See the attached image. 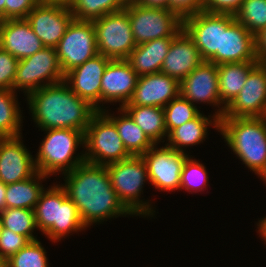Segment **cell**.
<instances>
[{
  "label": "cell",
  "instance_id": "cell-6",
  "mask_svg": "<svg viewBox=\"0 0 266 267\" xmlns=\"http://www.w3.org/2000/svg\"><path fill=\"white\" fill-rule=\"evenodd\" d=\"M113 190L119 200L134 215L154 217L150 200L140 199L145 181H149L147 166L142 156H131L106 165ZM148 201V202H147Z\"/></svg>",
  "mask_w": 266,
  "mask_h": 267
},
{
  "label": "cell",
  "instance_id": "cell-4",
  "mask_svg": "<svg viewBox=\"0 0 266 267\" xmlns=\"http://www.w3.org/2000/svg\"><path fill=\"white\" fill-rule=\"evenodd\" d=\"M33 210L37 230L54 243L87 229L77 207L59 184L45 188Z\"/></svg>",
  "mask_w": 266,
  "mask_h": 267
},
{
  "label": "cell",
  "instance_id": "cell-46",
  "mask_svg": "<svg viewBox=\"0 0 266 267\" xmlns=\"http://www.w3.org/2000/svg\"><path fill=\"white\" fill-rule=\"evenodd\" d=\"M5 2L6 0H0V14L2 15L4 20H5Z\"/></svg>",
  "mask_w": 266,
  "mask_h": 267
},
{
  "label": "cell",
  "instance_id": "cell-16",
  "mask_svg": "<svg viewBox=\"0 0 266 267\" xmlns=\"http://www.w3.org/2000/svg\"><path fill=\"white\" fill-rule=\"evenodd\" d=\"M223 117H266V64L257 63Z\"/></svg>",
  "mask_w": 266,
  "mask_h": 267
},
{
  "label": "cell",
  "instance_id": "cell-43",
  "mask_svg": "<svg viewBox=\"0 0 266 267\" xmlns=\"http://www.w3.org/2000/svg\"><path fill=\"white\" fill-rule=\"evenodd\" d=\"M137 3L146 7L169 9V0H135Z\"/></svg>",
  "mask_w": 266,
  "mask_h": 267
},
{
  "label": "cell",
  "instance_id": "cell-38",
  "mask_svg": "<svg viewBox=\"0 0 266 267\" xmlns=\"http://www.w3.org/2000/svg\"><path fill=\"white\" fill-rule=\"evenodd\" d=\"M19 60L0 47V89L12 90Z\"/></svg>",
  "mask_w": 266,
  "mask_h": 267
},
{
  "label": "cell",
  "instance_id": "cell-21",
  "mask_svg": "<svg viewBox=\"0 0 266 267\" xmlns=\"http://www.w3.org/2000/svg\"><path fill=\"white\" fill-rule=\"evenodd\" d=\"M179 95V82L162 73L139 76L131 99L126 105L164 108Z\"/></svg>",
  "mask_w": 266,
  "mask_h": 267
},
{
  "label": "cell",
  "instance_id": "cell-20",
  "mask_svg": "<svg viewBox=\"0 0 266 267\" xmlns=\"http://www.w3.org/2000/svg\"><path fill=\"white\" fill-rule=\"evenodd\" d=\"M183 29L193 39L203 61L221 52V14L201 11L183 19Z\"/></svg>",
  "mask_w": 266,
  "mask_h": 267
},
{
  "label": "cell",
  "instance_id": "cell-23",
  "mask_svg": "<svg viewBox=\"0 0 266 267\" xmlns=\"http://www.w3.org/2000/svg\"><path fill=\"white\" fill-rule=\"evenodd\" d=\"M0 47L21 60L45 46L26 19H9L0 25Z\"/></svg>",
  "mask_w": 266,
  "mask_h": 267
},
{
  "label": "cell",
  "instance_id": "cell-8",
  "mask_svg": "<svg viewBox=\"0 0 266 267\" xmlns=\"http://www.w3.org/2000/svg\"><path fill=\"white\" fill-rule=\"evenodd\" d=\"M124 10L130 18L136 45L164 37H175L183 29V20L169 9L146 7L127 0Z\"/></svg>",
  "mask_w": 266,
  "mask_h": 267
},
{
  "label": "cell",
  "instance_id": "cell-47",
  "mask_svg": "<svg viewBox=\"0 0 266 267\" xmlns=\"http://www.w3.org/2000/svg\"><path fill=\"white\" fill-rule=\"evenodd\" d=\"M258 177H260L261 180H263L264 183L266 184V167H265V169L263 170V172Z\"/></svg>",
  "mask_w": 266,
  "mask_h": 267
},
{
  "label": "cell",
  "instance_id": "cell-26",
  "mask_svg": "<svg viewBox=\"0 0 266 267\" xmlns=\"http://www.w3.org/2000/svg\"><path fill=\"white\" fill-rule=\"evenodd\" d=\"M257 63V61H246L217 65L219 99L226 108L238 96L246 82L249 71Z\"/></svg>",
  "mask_w": 266,
  "mask_h": 267
},
{
  "label": "cell",
  "instance_id": "cell-5",
  "mask_svg": "<svg viewBox=\"0 0 266 267\" xmlns=\"http://www.w3.org/2000/svg\"><path fill=\"white\" fill-rule=\"evenodd\" d=\"M46 132L34 158L36 170L43 175L65 174L85 162L84 153L75 156L79 146H85L84 132L70 128L42 130Z\"/></svg>",
  "mask_w": 266,
  "mask_h": 267
},
{
  "label": "cell",
  "instance_id": "cell-48",
  "mask_svg": "<svg viewBox=\"0 0 266 267\" xmlns=\"http://www.w3.org/2000/svg\"><path fill=\"white\" fill-rule=\"evenodd\" d=\"M3 229H4V226H3V222H2V219H1V216H0V236L3 232Z\"/></svg>",
  "mask_w": 266,
  "mask_h": 267
},
{
  "label": "cell",
  "instance_id": "cell-32",
  "mask_svg": "<svg viewBox=\"0 0 266 267\" xmlns=\"http://www.w3.org/2000/svg\"><path fill=\"white\" fill-rule=\"evenodd\" d=\"M234 16L256 37L266 27V0H243Z\"/></svg>",
  "mask_w": 266,
  "mask_h": 267
},
{
  "label": "cell",
  "instance_id": "cell-42",
  "mask_svg": "<svg viewBox=\"0 0 266 267\" xmlns=\"http://www.w3.org/2000/svg\"><path fill=\"white\" fill-rule=\"evenodd\" d=\"M256 55L258 63L266 64V27L256 36Z\"/></svg>",
  "mask_w": 266,
  "mask_h": 267
},
{
  "label": "cell",
  "instance_id": "cell-17",
  "mask_svg": "<svg viewBox=\"0 0 266 267\" xmlns=\"http://www.w3.org/2000/svg\"><path fill=\"white\" fill-rule=\"evenodd\" d=\"M111 60L104 55L97 54L65 74L64 81L71 90L97 111L105 108L101 107V79Z\"/></svg>",
  "mask_w": 266,
  "mask_h": 267
},
{
  "label": "cell",
  "instance_id": "cell-49",
  "mask_svg": "<svg viewBox=\"0 0 266 267\" xmlns=\"http://www.w3.org/2000/svg\"><path fill=\"white\" fill-rule=\"evenodd\" d=\"M4 19L2 17V15L0 14V25L3 23Z\"/></svg>",
  "mask_w": 266,
  "mask_h": 267
},
{
  "label": "cell",
  "instance_id": "cell-18",
  "mask_svg": "<svg viewBox=\"0 0 266 267\" xmlns=\"http://www.w3.org/2000/svg\"><path fill=\"white\" fill-rule=\"evenodd\" d=\"M22 138H0V181L6 185L29 179L37 172L34 157Z\"/></svg>",
  "mask_w": 266,
  "mask_h": 267
},
{
  "label": "cell",
  "instance_id": "cell-35",
  "mask_svg": "<svg viewBox=\"0 0 266 267\" xmlns=\"http://www.w3.org/2000/svg\"><path fill=\"white\" fill-rule=\"evenodd\" d=\"M41 242L36 239L20 249L4 262L5 267H49V261Z\"/></svg>",
  "mask_w": 266,
  "mask_h": 267
},
{
  "label": "cell",
  "instance_id": "cell-33",
  "mask_svg": "<svg viewBox=\"0 0 266 267\" xmlns=\"http://www.w3.org/2000/svg\"><path fill=\"white\" fill-rule=\"evenodd\" d=\"M0 216L5 229L23 235L29 241L37 239L33 234L34 230L37 229L34 210L6 208L0 212Z\"/></svg>",
  "mask_w": 266,
  "mask_h": 267
},
{
  "label": "cell",
  "instance_id": "cell-27",
  "mask_svg": "<svg viewBox=\"0 0 266 267\" xmlns=\"http://www.w3.org/2000/svg\"><path fill=\"white\" fill-rule=\"evenodd\" d=\"M117 109L118 112H120L118 116L111 114V112L109 113L105 108L102 112L115 124L126 150L132 156H141L147 152L154 143L122 108Z\"/></svg>",
  "mask_w": 266,
  "mask_h": 267
},
{
  "label": "cell",
  "instance_id": "cell-44",
  "mask_svg": "<svg viewBox=\"0 0 266 267\" xmlns=\"http://www.w3.org/2000/svg\"><path fill=\"white\" fill-rule=\"evenodd\" d=\"M257 226H258L257 231L259 235L261 236L260 238H262L265 242L264 244H266V217L261 218Z\"/></svg>",
  "mask_w": 266,
  "mask_h": 267
},
{
  "label": "cell",
  "instance_id": "cell-13",
  "mask_svg": "<svg viewBox=\"0 0 266 267\" xmlns=\"http://www.w3.org/2000/svg\"><path fill=\"white\" fill-rule=\"evenodd\" d=\"M157 145L141 155L147 166L149 183L163 192L180 190L182 168L189 153L174 150L166 144L160 148Z\"/></svg>",
  "mask_w": 266,
  "mask_h": 267
},
{
  "label": "cell",
  "instance_id": "cell-28",
  "mask_svg": "<svg viewBox=\"0 0 266 267\" xmlns=\"http://www.w3.org/2000/svg\"><path fill=\"white\" fill-rule=\"evenodd\" d=\"M122 109L154 144L159 145L160 142H165L168 132L165 126L164 108L156 106L124 105Z\"/></svg>",
  "mask_w": 266,
  "mask_h": 267
},
{
  "label": "cell",
  "instance_id": "cell-34",
  "mask_svg": "<svg viewBox=\"0 0 266 267\" xmlns=\"http://www.w3.org/2000/svg\"><path fill=\"white\" fill-rule=\"evenodd\" d=\"M165 126L168 134L175 128L194 119L200 110L196 105L178 95L165 107Z\"/></svg>",
  "mask_w": 266,
  "mask_h": 267
},
{
  "label": "cell",
  "instance_id": "cell-2",
  "mask_svg": "<svg viewBox=\"0 0 266 267\" xmlns=\"http://www.w3.org/2000/svg\"><path fill=\"white\" fill-rule=\"evenodd\" d=\"M41 130L70 128L85 133L97 110L75 94L65 81L44 86L25 96Z\"/></svg>",
  "mask_w": 266,
  "mask_h": 267
},
{
  "label": "cell",
  "instance_id": "cell-11",
  "mask_svg": "<svg viewBox=\"0 0 266 267\" xmlns=\"http://www.w3.org/2000/svg\"><path fill=\"white\" fill-rule=\"evenodd\" d=\"M64 75L98 54L92 21L73 19L55 47Z\"/></svg>",
  "mask_w": 266,
  "mask_h": 267
},
{
  "label": "cell",
  "instance_id": "cell-14",
  "mask_svg": "<svg viewBox=\"0 0 266 267\" xmlns=\"http://www.w3.org/2000/svg\"><path fill=\"white\" fill-rule=\"evenodd\" d=\"M216 65L233 62L257 61L256 37L232 14H221V52L209 60Z\"/></svg>",
  "mask_w": 266,
  "mask_h": 267
},
{
  "label": "cell",
  "instance_id": "cell-39",
  "mask_svg": "<svg viewBox=\"0 0 266 267\" xmlns=\"http://www.w3.org/2000/svg\"><path fill=\"white\" fill-rule=\"evenodd\" d=\"M41 0H6L5 20L26 19Z\"/></svg>",
  "mask_w": 266,
  "mask_h": 267
},
{
  "label": "cell",
  "instance_id": "cell-25",
  "mask_svg": "<svg viewBox=\"0 0 266 267\" xmlns=\"http://www.w3.org/2000/svg\"><path fill=\"white\" fill-rule=\"evenodd\" d=\"M209 126H213L216 130H219V118L214 113L207 117L200 112L194 119L173 129L168 134V141L166 140L165 143L174 150L185 153V147L198 145L205 141V138L208 136Z\"/></svg>",
  "mask_w": 266,
  "mask_h": 267
},
{
  "label": "cell",
  "instance_id": "cell-9",
  "mask_svg": "<svg viewBox=\"0 0 266 267\" xmlns=\"http://www.w3.org/2000/svg\"><path fill=\"white\" fill-rule=\"evenodd\" d=\"M56 49L43 47L35 54L19 60L13 91H23L24 95L44 86L64 81Z\"/></svg>",
  "mask_w": 266,
  "mask_h": 267
},
{
  "label": "cell",
  "instance_id": "cell-41",
  "mask_svg": "<svg viewBox=\"0 0 266 267\" xmlns=\"http://www.w3.org/2000/svg\"><path fill=\"white\" fill-rule=\"evenodd\" d=\"M242 2L243 0H204L203 11L234 15Z\"/></svg>",
  "mask_w": 266,
  "mask_h": 267
},
{
  "label": "cell",
  "instance_id": "cell-37",
  "mask_svg": "<svg viewBox=\"0 0 266 267\" xmlns=\"http://www.w3.org/2000/svg\"><path fill=\"white\" fill-rule=\"evenodd\" d=\"M28 243L25 236L4 228L0 236V259L5 262Z\"/></svg>",
  "mask_w": 266,
  "mask_h": 267
},
{
  "label": "cell",
  "instance_id": "cell-36",
  "mask_svg": "<svg viewBox=\"0 0 266 267\" xmlns=\"http://www.w3.org/2000/svg\"><path fill=\"white\" fill-rule=\"evenodd\" d=\"M208 179V173L204 164H201V162L191 158L189 155L182 168L180 189H185L191 194L203 192L208 185Z\"/></svg>",
  "mask_w": 266,
  "mask_h": 267
},
{
  "label": "cell",
  "instance_id": "cell-12",
  "mask_svg": "<svg viewBox=\"0 0 266 267\" xmlns=\"http://www.w3.org/2000/svg\"><path fill=\"white\" fill-rule=\"evenodd\" d=\"M73 19L68 3L58 0H41L26 17L42 44L54 48Z\"/></svg>",
  "mask_w": 266,
  "mask_h": 267
},
{
  "label": "cell",
  "instance_id": "cell-3",
  "mask_svg": "<svg viewBox=\"0 0 266 267\" xmlns=\"http://www.w3.org/2000/svg\"><path fill=\"white\" fill-rule=\"evenodd\" d=\"M232 152L260 175L266 167V117H222L219 130Z\"/></svg>",
  "mask_w": 266,
  "mask_h": 267
},
{
  "label": "cell",
  "instance_id": "cell-24",
  "mask_svg": "<svg viewBox=\"0 0 266 267\" xmlns=\"http://www.w3.org/2000/svg\"><path fill=\"white\" fill-rule=\"evenodd\" d=\"M174 37H164L137 45L126 59L138 76L161 71Z\"/></svg>",
  "mask_w": 266,
  "mask_h": 267
},
{
  "label": "cell",
  "instance_id": "cell-15",
  "mask_svg": "<svg viewBox=\"0 0 266 267\" xmlns=\"http://www.w3.org/2000/svg\"><path fill=\"white\" fill-rule=\"evenodd\" d=\"M179 95L194 105L203 102L215 106V110H217L215 115L219 119L225 114L226 107L219 99L217 65L212 62L202 61L181 80L179 82Z\"/></svg>",
  "mask_w": 266,
  "mask_h": 267
},
{
  "label": "cell",
  "instance_id": "cell-30",
  "mask_svg": "<svg viewBox=\"0 0 266 267\" xmlns=\"http://www.w3.org/2000/svg\"><path fill=\"white\" fill-rule=\"evenodd\" d=\"M17 95L12 90L0 89V138L22 135L23 117Z\"/></svg>",
  "mask_w": 266,
  "mask_h": 267
},
{
  "label": "cell",
  "instance_id": "cell-7",
  "mask_svg": "<svg viewBox=\"0 0 266 267\" xmlns=\"http://www.w3.org/2000/svg\"><path fill=\"white\" fill-rule=\"evenodd\" d=\"M85 162L106 166L132 155L126 150L115 124L102 112L91 118L84 133Z\"/></svg>",
  "mask_w": 266,
  "mask_h": 267
},
{
  "label": "cell",
  "instance_id": "cell-40",
  "mask_svg": "<svg viewBox=\"0 0 266 267\" xmlns=\"http://www.w3.org/2000/svg\"><path fill=\"white\" fill-rule=\"evenodd\" d=\"M203 9L204 0H169V10L176 13L182 20Z\"/></svg>",
  "mask_w": 266,
  "mask_h": 267
},
{
  "label": "cell",
  "instance_id": "cell-31",
  "mask_svg": "<svg viewBox=\"0 0 266 267\" xmlns=\"http://www.w3.org/2000/svg\"><path fill=\"white\" fill-rule=\"evenodd\" d=\"M127 0H69L68 6L76 20L93 21L108 13L124 9Z\"/></svg>",
  "mask_w": 266,
  "mask_h": 267
},
{
  "label": "cell",
  "instance_id": "cell-22",
  "mask_svg": "<svg viewBox=\"0 0 266 267\" xmlns=\"http://www.w3.org/2000/svg\"><path fill=\"white\" fill-rule=\"evenodd\" d=\"M202 61L193 39L182 29L173 38L160 72L180 82Z\"/></svg>",
  "mask_w": 266,
  "mask_h": 267
},
{
  "label": "cell",
  "instance_id": "cell-1",
  "mask_svg": "<svg viewBox=\"0 0 266 267\" xmlns=\"http://www.w3.org/2000/svg\"><path fill=\"white\" fill-rule=\"evenodd\" d=\"M63 175L61 186L87 228L111 218L134 216L113 190L106 166L84 162Z\"/></svg>",
  "mask_w": 266,
  "mask_h": 267
},
{
  "label": "cell",
  "instance_id": "cell-50",
  "mask_svg": "<svg viewBox=\"0 0 266 267\" xmlns=\"http://www.w3.org/2000/svg\"><path fill=\"white\" fill-rule=\"evenodd\" d=\"M4 264V262L0 259V267Z\"/></svg>",
  "mask_w": 266,
  "mask_h": 267
},
{
  "label": "cell",
  "instance_id": "cell-19",
  "mask_svg": "<svg viewBox=\"0 0 266 267\" xmlns=\"http://www.w3.org/2000/svg\"><path fill=\"white\" fill-rule=\"evenodd\" d=\"M138 74L126 59L111 60L101 79V103H119L126 105L132 97L138 81Z\"/></svg>",
  "mask_w": 266,
  "mask_h": 267
},
{
  "label": "cell",
  "instance_id": "cell-10",
  "mask_svg": "<svg viewBox=\"0 0 266 267\" xmlns=\"http://www.w3.org/2000/svg\"><path fill=\"white\" fill-rule=\"evenodd\" d=\"M96 32L98 54L110 59H127L137 46L131 30L128 13H108L92 21Z\"/></svg>",
  "mask_w": 266,
  "mask_h": 267
},
{
  "label": "cell",
  "instance_id": "cell-29",
  "mask_svg": "<svg viewBox=\"0 0 266 267\" xmlns=\"http://www.w3.org/2000/svg\"><path fill=\"white\" fill-rule=\"evenodd\" d=\"M49 176L36 172L31 178L21 182L7 184L6 208H21L33 210L40 194L45 189L42 181Z\"/></svg>",
  "mask_w": 266,
  "mask_h": 267
},
{
  "label": "cell",
  "instance_id": "cell-45",
  "mask_svg": "<svg viewBox=\"0 0 266 267\" xmlns=\"http://www.w3.org/2000/svg\"><path fill=\"white\" fill-rule=\"evenodd\" d=\"M7 185L0 181V212L6 209L5 197H6Z\"/></svg>",
  "mask_w": 266,
  "mask_h": 267
}]
</instances>
